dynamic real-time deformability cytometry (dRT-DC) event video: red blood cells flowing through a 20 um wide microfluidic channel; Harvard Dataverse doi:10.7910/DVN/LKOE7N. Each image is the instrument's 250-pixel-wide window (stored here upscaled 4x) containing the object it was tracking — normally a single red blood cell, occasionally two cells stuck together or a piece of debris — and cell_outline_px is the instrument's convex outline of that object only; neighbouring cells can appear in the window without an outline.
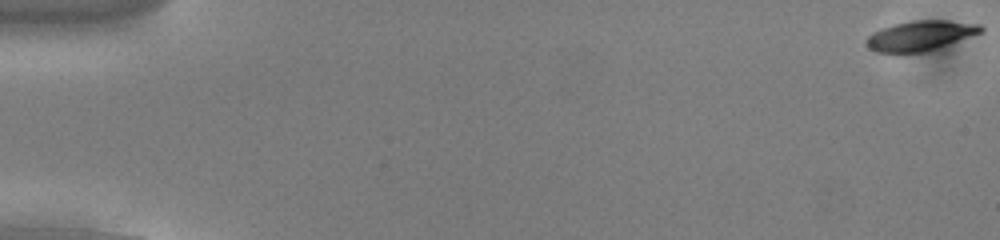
{"species": "common noctule bat (a hibernating species)", "species_latin": "Nyctalus noctula", "temperature_condition": "cold", "stored_images_in_passage": 55, "camera_frame_rate_fps": 3000, "um_per_image_px": 0.085, "animal": {"sex": "male", "body_mass_g": 13.0, "forearm_length_mm": 53.1}, "frame": {"image": 1, "passage_image": 1, "time_ms": 0.0, "image_size_px": [1000, 240], "cell_outline_px": [[984, 32], [924, 52], [876, 52], [868, 48], [868, 36], [884, 28], [896, 24], [912, 20], [948, 20], [980, 24], [984, 28]], "centroid_in_image_um": [78.31, 3.02], "position_along_channel_um": 6.7, "area_um2": 19.59}}
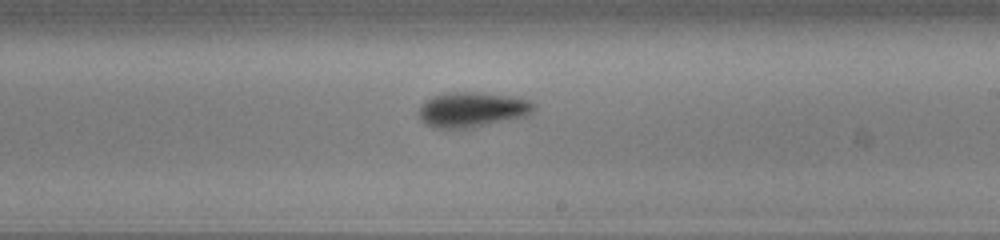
{"frame": {"image": 2, "passage_image": 33, "time_ms": 10.667, "image_size_px": [1000, 240], "cell_outline_px": [[536, 108], [532, 112], [524, 116], [472, 128], [432, 128], [424, 124], [420, 120], [420, 104], [424, 100], [432, 96], [448, 92], [476, 92], [516, 96], [528, 100], [536, 104]], "centroid_in_image_um": [40.11, 9.31], "position_along_channel_um": 248.9, "area_um2": 23.76}}
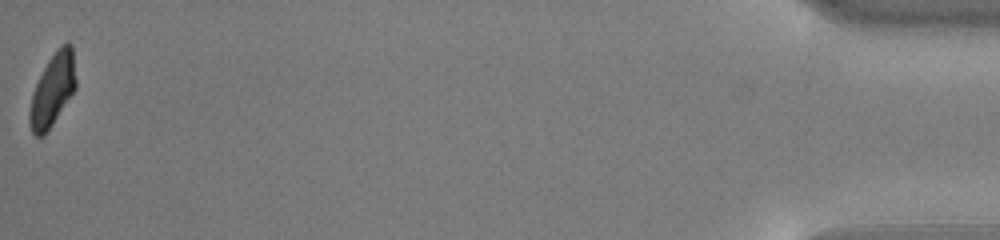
{"frame": {"image": 3, "passage_image": 55, "time_ms": 18.0, "image_size_px": [1000, 240], "cell_outline_px": [[76, 88], [52, 124], [40, 136], [36, 136], [32, 132], [28, 120], [28, 116], [32, 92], [48, 60], [56, 48], [60, 44], [68, 40], [72, 44], [76, 80]], "centroid_in_image_um": [4.48, 7.56], "position_along_channel_um": 430.7, "area_um2": 19.42}, "authors_computed_cell_mechanics": {"area_um2": 21.097, "velocity_mm_per_s": 3.7901, "shape_relaxation_time_tau1_ms": 1.9641, "shape_relaxation_time_tau2_ms": 2.8038, "deformation_change_tau1": 0.1134, "deformation_change_tau2": 0.0657}}